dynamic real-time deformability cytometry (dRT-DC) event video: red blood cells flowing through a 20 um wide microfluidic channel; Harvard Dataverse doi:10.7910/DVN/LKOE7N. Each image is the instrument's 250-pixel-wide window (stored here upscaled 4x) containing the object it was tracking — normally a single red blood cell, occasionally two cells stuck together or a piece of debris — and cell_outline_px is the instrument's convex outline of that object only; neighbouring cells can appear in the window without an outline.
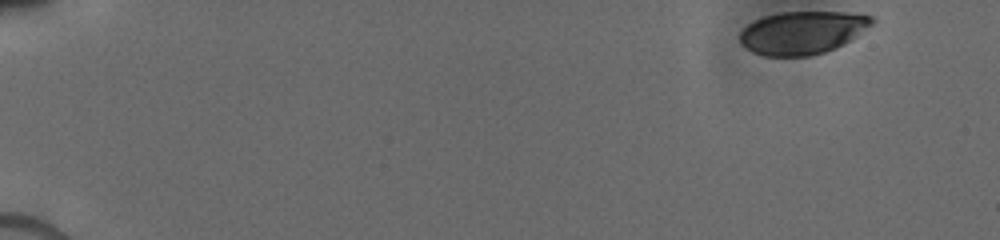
{"species": "human", "species_latin": "Homo sapiens", "temperature_condition": "cold", "stored_images_in_passage": 36, "camera_frame_rate_fps": 3000, "um_per_image_px": 0.085, "donor": {"sex": "male"}, "frame": {"image": 1, "passage_image": 1, "time_ms": 0.0, "image_size_px": [1000, 240], "cell_outline_px": [[876, 20], [848, 40], [836, 48], [812, 56], [764, 56], [752, 52], [740, 44], [740, 32], [748, 24], [764, 16], [780, 12], [840, 12], [872, 16]], "centroid_in_image_um": [68.14, 2.78], "position_along_channel_um": 16.9, "area_um2": 32.66}}
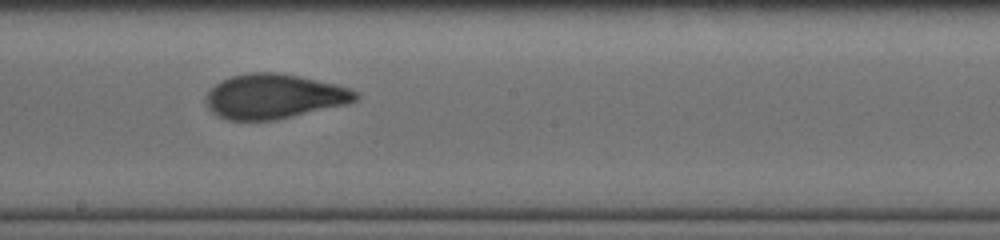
{"frame": {"image": 2, "passage_image": 20, "time_ms": 9.0, "image_size_px": [1000, 240], "cell_outline_px": [[360, 96], [356, 100], [348, 104], [276, 120], [228, 120], [212, 112], [208, 108], [204, 100], [208, 92], [216, 84], [232, 76], [248, 72], [276, 72], [300, 76], [336, 84], [360, 92]], "centroid_in_image_um": [23.32, 8.19], "position_along_channel_um": 224.9, "area_um2": 39.07}}
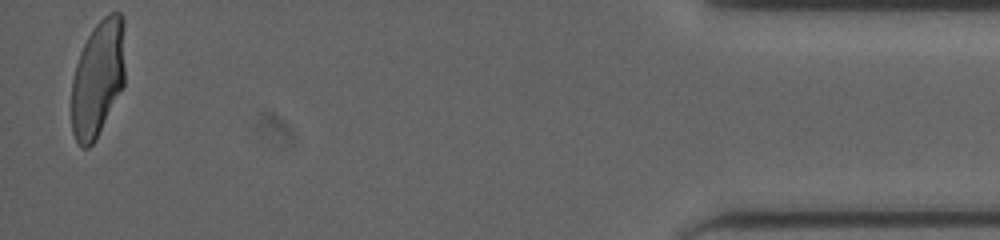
{"frame": {"image": 3, "passage_image": 35, "time_ms": 15.667, "image_size_px": [1000, 240], "cell_outline_px": [[124, 84], [92, 144], [88, 148], [80, 148], [72, 132], [72, 80], [76, 64], [80, 52], [88, 36], [96, 24], [108, 12], [120, 12], [124, 20]], "centroid_in_image_um": [8.31, 6.62], "position_along_channel_um": 426.9, "area_um2": 36.13}}